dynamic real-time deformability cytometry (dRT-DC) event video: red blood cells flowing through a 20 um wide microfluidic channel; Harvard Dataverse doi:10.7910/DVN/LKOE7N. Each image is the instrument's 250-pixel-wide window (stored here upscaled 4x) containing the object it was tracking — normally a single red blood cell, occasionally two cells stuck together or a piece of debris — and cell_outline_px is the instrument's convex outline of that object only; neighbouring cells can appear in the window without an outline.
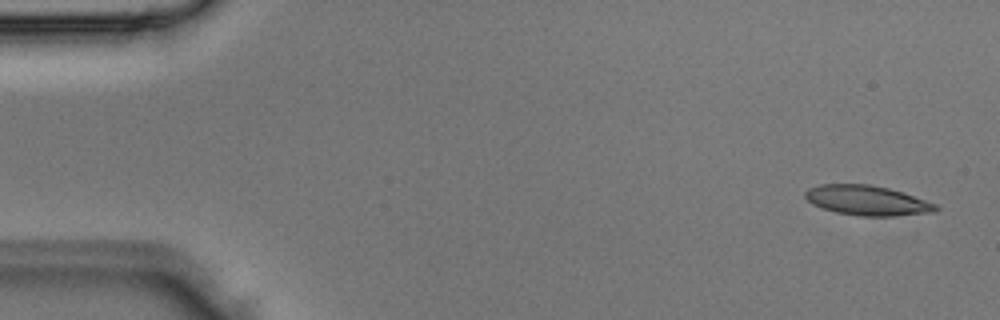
{"species": "Egyptian fruit bat (a non-hibernating species)", "species_latin": "Rousettus aegyptiacus", "temperature_condition": "room temperature", "stored_images_in_passage": 4, "camera_frame_rate_fps": 3000, "um_per_image_px": 0.085, "animal": {"sex": "male"}, "frame": {"image": 1, "passage_image": 1, "time_ms": 0.0, "image_size_px": [1000, 320], "cell_outline_px": [[940, 208], [936, 212], [896, 216], [860, 216], [836, 212], [812, 204], [804, 196], [804, 192], [808, 188], [820, 184], [868, 184], [888, 188], [904, 192], [936, 204]], "centroid_in_image_um": [73.73, 17.04], "position_along_channel_um": 11.3, "area_um2": 22.83}}
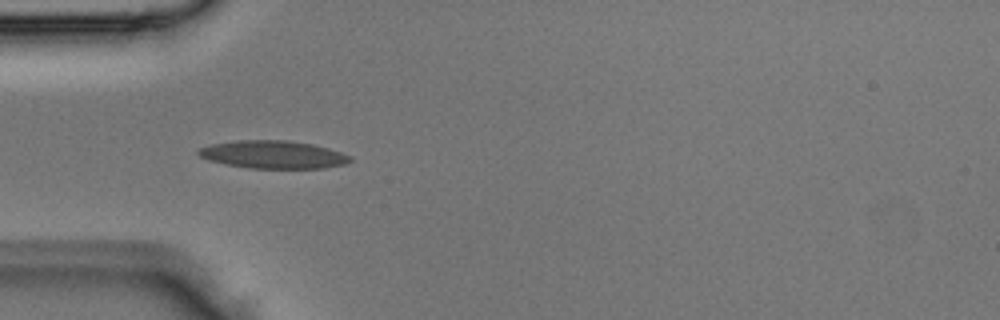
{"frame": {"image": 2, "passage_image": 4, "time_ms": 1.0, "image_size_px": [1000, 320], "cell_outline_px": [[352, 160], [344, 164], [324, 168], [248, 168], [224, 164], [208, 160], [200, 156], [196, 152], [200, 148], [212, 144], [236, 140], [288, 140], [312, 144], [328, 148], [352, 156]], "centroid_in_image_um": [23.21, 13.14], "position_along_channel_um": 61.8, "area_um2": 24.62}}